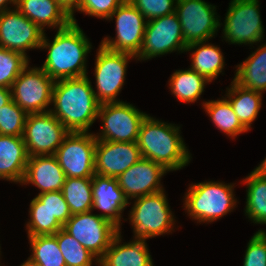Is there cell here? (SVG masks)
<instances>
[{"label": "cell", "instance_id": "cell-1", "mask_svg": "<svg viewBox=\"0 0 266 266\" xmlns=\"http://www.w3.org/2000/svg\"><path fill=\"white\" fill-rule=\"evenodd\" d=\"M50 112L69 132H89L97 119L100 103L88 76L56 80Z\"/></svg>", "mask_w": 266, "mask_h": 266}, {"label": "cell", "instance_id": "cell-2", "mask_svg": "<svg viewBox=\"0 0 266 266\" xmlns=\"http://www.w3.org/2000/svg\"><path fill=\"white\" fill-rule=\"evenodd\" d=\"M45 35L39 49H47L48 55L40 68L54 81L87 75L86 62L92 45L77 22L57 30L52 42Z\"/></svg>", "mask_w": 266, "mask_h": 266}, {"label": "cell", "instance_id": "cell-3", "mask_svg": "<svg viewBox=\"0 0 266 266\" xmlns=\"http://www.w3.org/2000/svg\"><path fill=\"white\" fill-rule=\"evenodd\" d=\"M180 134V126L156 120L148 114L136 141L141 156L161 164L169 172L182 169L192 157Z\"/></svg>", "mask_w": 266, "mask_h": 266}, {"label": "cell", "instance_id": "cell-4", "mask_svg": "<svg viewBox=\"0 0 266 266\" xmlns=\"http://www.w3.org/2000/svg\"><path fill=\"white\" fill-rule=\"evenodd\" d=\"M234 183L205 181L191 184L184 201V210L197 223H211L232 212L237 204Z\"/></svg>", "mask_w": 266, "mask_h": 266}, {"label": "cell", "instance_id": "cell-5", "mask_svg": "<svg viewBox=\"0 0 266 266\" xmlns=\"http://www.w3.org/2000/svg\"><path fill=\"white\" fill-rule=\"evenodd\" d=\"M164 192L134 198L136 200L128 218L133 227L134 240H147L174 229V215Z\"/></svg>", "mask_w": 266, "mask_h": 266}, {"label": "cell", "instance_id": "cell-6", "mask_svg": "<svg viewBox=\"0 0 266 266\" xmlns=\"http://www.w3.org/2000/svg\"><path fill=\"white\" fill-rule=\"evenodd\" d=\"M259 0H231L225 16L223 39L229 44H253L264 39Z\"/></svg>", "mask_w": 266, "mask_h": 266}, {"label": "cell", "instance_id": "cell-7", "mask_svg": "<svg viewBox=\"0 0 266 266\" xmlns=\"http://www.w3.org/2000/svg\"><path fill=\"white\" fill-rule=\"evenodd\" d=\"M148 114L139 111L124 101L99 105L97 119H101V132L97 140L114 142H136L142 121Z\"/></svg>", "mask_w": 266, "mask_h": 266}, {"label": "cell", "instance_id": "cell-8", "mask_svg": "<svg viewBox=\"0 0 266 266\" xmlns=\"http://www.w3.org/2000/svg\"><path fill=\"white\" fill-rule=\"evenodd\" d=\"M54 82L42 68L28 64L11 85L12 100L27 114L48 112Z\"/></svg>", "mask_w": 266, "mask_h": 266}, {"label": "cell", "instance_id": "cell-9", "mask_svg": "<svg viewBox=\"0 0 266 266\" xmlns=\"http://www.w3.org/2000/svg\"><path fill=\"white\" fill-rule=\"evenodd\" d=\"M95 59L94 77L96 80V90H94L97 101L102 103L120 102L117 100L123 88L126 70L129 59L136 56L115 52L99 45Z\"/></svg>", "mask_w": 266, "mask_h": 266}, {"label": "cell", "instance_id": "cell-10", "mask_svg": "<svg viewBox=\"0 0 266 266\" xmlns=\"http://www.w3.org/2000/svg\"><path fill=\"white\" fill-rule=\"evenodd\" d=\"M175 13L179 18L186 45L195 42L208 43L223 25L216 7L204 0H177Z\"/></svg>", "mask_w": 266, "mask_h": 266}, {"label": "cell", "instance_id": "cell-11", "mask_svg": "<svg viewBox=\"0 0 266 266\" xmlns=\"http://www.w3.org/2000/svg\"><path fill=\"white\" fill-rule=\"evenodd\" d=\"M187 45L176 13L147 21L143 44L136 59L145 61L172 52H184Z\"/></svg>", "mask_w": 266, "mask_h": 266}, {"label": "cell", "instance_id": "cell-12", "mask_svg": "<svg viewBox=\"0 0 266 266\" xmlns=\"http://www.w3.org/2000/svg\"><path fill=\"white\" fill-rule=\"evenodd\" d=\"M94 133L69 132L54 156L66 177L92 178L95 175Z\"/></svg>", "mask_w": 266, "mask_h": 266}, {"label": "cell", "instance_id": "cell-13", "mask_svg": "<svg viewBox=\"0 0 266 266\" xmlns=\"http://www.w3.org/2000/svg\"><path fill=\"white\" fill-rule=\"evenodd\" d=\"M63 229L80 242L84 248L100 259L109 248L114 236L121 230L110 220L93 214H73Z\"/></svg>", "mask_w": 266, "mask_h": 266}, {"label": "cell", "instance_id": "cell-14", "mask_svg": "<svg viewBox=\"0 0 266 266\" xmlns=\"http://www.w3.org/2000/svg\"><path fill=\"white\" fill-rule=\"evenodd\" d=\"M114 18L116 37H104L100 44L115 52L137 56L143 44L146 18L129 0H125L107 20Z\"/></svg>", "mask_w": 266, "mask_h": 266}, {"label": "cell", "instance_id": "cell-15", "mask_svg": "<svg viewBox=\"0 0 266 266\" xmlns=\"http://www.w3.org/2000/svg\"><path fill=\"white\" fill-rule=\"evenodd\" d=\"M69 133L66 127L50 112L27 115L23 141L29 157L54 155Z\"/></svg>", "mask_w": 266, "mask_h": 266}, {"label": "cell", "instance_id": "cell-16", "mask_svg": "<svg viewBox=\"0 0 266 266\" xmlns=\"http://www.w3.org/2000/svg\"><path fill=\"white\" fill-rule=\"evenodd\" d=\"M45 32L17 8L0 14V47L22 53L28 58V49H38Z\"/></svg>", "mask_w": 266, "mask_h": 266}, {"label": "cell", "instance_id": "cell-17", "mask_svg": "<svg viewBox=\"0 0 266 266\" xmlns=\"http://www.w3.org/2000/svg\"><path fill=\"white\" fill-rule=\"evenodd\" d=\"M167 172L161 164L142 157L117 177L118 185L129 201L164 190L160 181Z\"/></svg>", "mask_w": 266, "mask_h": 266}, {"label": "cell", "instance_id": "cell-18", "mask_svg": "<svg viewBox=\"0 0 266 266\" xmlns=\"http://www.w3.org/2000/svg\"><path fill=\"white\" fill-rule=\"evenodd\" d=\"M141 158L137 142L97 140L95 174L117 178Z\"/></svg>", "mask_w": 266, "mask_h": 266}, {"label": "cell", "instance_id": "cell-19", "mask_svg": "<svg viewBox=\"0 0 266 266\" xmlns=\"http://www.w3.org/2000/svg\"><path fill=\"white\" fill-rule=\"evenodd\" d=\"M93 209L102 210L99 215L121 228L122 213L131 204L118 185L117 178L95 174L92 177Z\"/></svg>", "mask_w": 266, "mask_h": 266}, {"label": "cell", "instance_id": "cell-20", "mask_svg": "<svg viewBox=\"0 0 266 266\" xmlns=\"http://www.w3.org/2000/svg\"><path fill=\"white\" fill-rule=\"evenodd\" d=\"M66 176L54 155L32 156L28 158L26 170L21 185L33 184L41 191H61Z\"/></svg>", "mask_w": 266, "mask_h": 266}, {"label": "cell", "instance_id": "cell-21", "mask_svg": "<svg viewBox=\"0 0 266 266\" xmlns=\"http://www.w3.org/2000/svg\"><path fill=\"white\" fill-rule=\"evenodd\" d=\"M121 231L111 241L99 259V266H154L146 240H132L122 244Z\"/></svg>", "mask_w": 266, "mask_h": 266}, {"label": "cell", "instance_id": "cell-22", "mask_svg": "<svg viewBox=\"0 0 266 266\" xmlns=\"http://www.w3.org/2000/svg\"><path fill=\"white\" fill-rule=\"evenodd\" d=\"M28 158L23 137L0 135V179L21 184Z\"/></svg>", "mask_w": 266, "mask_h": 266}, {"label": "cell", "instance_id": "cell-23", "mask_svg": "<svg viewBox=\"0 0 266 266\" xmlns=\"http://www.w3.org/2000/svg\"><path fill=\"white\" fill-rule=\"evenodd\" d=\"M16 8L43 32L46 26L59 30L72 22L71 16L57 0H18Z\"/></svg>", "mask_w": 266, "mask_h": 266}, {"label": "cell", "instance_id": "cell-24", "mask_svg": "<svg viewBox=\"0 0 266 266\" xmlns=\"http://www.w3.org/2000/svg\"><path fill=\"white\" fill-rule=\"evenodd\" d=\"M192 51L190 69L204 76L209 82L217 79L222 73L225 62L220 47L206 42H195L187 45L184 52Z\"/></svg>", "mask_w": 266, "mask_h": 266}, {"label": "cell", "instance_id": "cell-25", "mask_svg": "<svg viewBox=\"0 0 266 266\" xmlns=\"http://www.w3.org/2000/svg\"><path fill=\"white\" fill-rule=\"evenodd\" d=\"M258 47L236 66L233 80L244 88L263 93L266 91V43Z\"/></svg>", "mask_w": 266, "mask_h": 266}, {"label": "cell", "instance_id": "cell-26", "mask_svg": "<svg viewBox=\"0 0 266 266\" xmlns=\"http://www.w3.org/2000/svg\"><path fill=\"white\" fill-rule=\"evenodd\" d=\"M226 98L230 101L234 113L241 124L249 131L257 118L263 93L244 88L232 80L230 88H226Z\"/></svg>", "mask_w": 266, "mask_h": 266}, {"label": "cell", "instance_id": "cell-27", "mask_svg": "<svg viewBox=\"0 0 266 266\" xmlns=\"http://www.w3.org/2000/svg\"><path fill=\"white\" fill-rule=\"evenodd\" d=\"M243 183L247 184L245 215L255 224H266V177L254 169Z\"/></svg>", "mask_w": 266, "mask_h": 266}, {"label": "cell", "instance_id": "cell-28", "mask_svg": "<svg viewBox=\"0 0 266 266\" xmlns=\"http://www.w3.org/2000/svg\"><path fill=\"white\" fill-rule=\"evenodd\" d=\"M210 83L204 76L191 70H176L169 79V88L177 100L194 103L199 100L205 91L206 84Z\"/></svg>", "mask_w": 266, "mask_h": 266}, {"label": "cell", "instance_id": "cell-29", "mask_svg": "<svg viewBox=\"0 0 266 266\" xmlns=\"http://www.w3.org/2000/svg\"><path fill=\"white\" fill-rule=\"evenodd\" d=\"M202 106L209 115L212 123L224 134L231 136V138L237 137V135L248 130L241 124L237 115L234 113L230 101L226 97L222 99L211 100L203 102Z\"/></svg>", "mask_w": 266, "mask_h": 266}, {"label": "cell", "instance_id": "cell-30", "mask_svg": "<svg viewBox=\"0 0 266 266\" xmlns=\"http://www.w3.org/2000/svg\"><path fill=\"white\" fill-rule=\"evenodd\" d=\"M61 191L72 215L92 211V178L66 177Z\"/></svg>", "mask_w": 266, "mask_h": 266}, {"label": "cell", "instance_id": "cell-31", "mask_svg": "<svg viewBox=\"0 0 266 266\" xmlns=\"http://www.w3.org/2000/svg\"><path fill=\"white\" fill-rule=\"evenodd\" d=\"M32 254L30 258L41 266H66L56 234L28 237Z\"/></svg>", "mask_w": 266, "mask_h": 266}, {"label": "cell", "instance_id": "cell-32", "mask_svg": "<svg viewBox=\"0 0 266 266\" xmlns=\"http://www.w3.org/2000/svg\"><path fill=\"white\" fill-rule=\"evenodd\" d=\"M30 219L26 224L28 237L39 235H54L63 225L52 216L37 198H33L29 205Z\"/></svg>", "mask_w": 266, "mask_h": 266}, {"label": "cell", "instance_id": "cell-33", "mask_svg": "<svg viewBox=\"0 0 266 266\" xmlns=\"http://www.w3.org/2000/svg\"><path fill=\"white\" fill-rule=\"evenodd\" d=\"M56 239L65 259L66 266H92L99 259L68 234L63 228L56 233Z\"/></svg>", "mask_w": 266, "mask_h": 266}, {"label": "cell", "instance_id": "cell-34", "mask_svg": "<svg viewBox=\"0 0 266 266\" xmlns=\"http://www.w3.org/2000/svg\"><path fill=\"white\" fill-rule=\"evenodd\" d=\"M29 61V58L20 52L0 47V86L11 88Z\"/></svg>", "mask_w": 266, "mask_h": 266}, {"label": "cell", "instance_id": "cell-35", "mask_svg": "<svg viewBox=\"0 0 266 266\" xmlns=\"http://www.w3.org/2000/svg\"><path fill=\"white\" fill-rule=\"evenodd\" d=\"M27 113L13 100L0 108V135L23 136Z\"/></svg>", "mask_w": 266, "mask_h": 266}, {"label": "cell", "instance_id": "cell-36", "mask_svg": "<svg viewBox=\"0 0 266 266\" xmlns=\"http://www.w3.org/2000/svg\"><path fill=\"white\" fill-rule=\"evenodd\" d=\"M43 206L64 225L72 216L69 205L66 203L62 191L46 192L36 196Z\"/></svg>", "mask_w": 266, "mask_h": 266}, {"label": "cell", "instance_id": "cell-37", "mask_svg": "<svg viewBox=\"0 0 266 266\" xmlns=\"http://www.w3.org/2000/svg\"><path fill=\"white\" fill-rule=\"evenodd\" d=\"M243 266H266V231L258 230L247 244Z\"/></svg>", "mask_w": 266, "mask_h": 266}, {"label": "cell", "instance_id": "cell-38", "mask_svg": "<svg viewBox=\"0 0 266 266\" xmlns=\"http://www.w3.org/2000/svg\"><path fill=\"white\" fill-rule=\"evenodd\" d=\"M147 21L175 12L177 0H129Z\"/></svg>", "mask_w": 266, "mask_h": 266}, {"label": "cell", "instance_id": "cell-39", "mask_svg": "<svg viewBox=\"0 0 266 266\" xmlns=\"http://www.w3.org/2000/svg\"><path fill=\"white\" fill-rule=\"evenodd\" d=\"M124 1L125 0H82L77 11L107 20Z\"/></svg>", "mask_w": 266, "mask_h": 266}, {"label": "cell", "instance_id": "cell-40", "mask_svg": "<svg viewBox=\"0 0 266 266\" xmlns=\"http://www.w3.org/2000/svg\"><path fill=\"white\" fill-rule=\"evenodd\" d=\"M65 11L71 16L72 22L76 23L74 12L80 7L82 0H57Z\"/></svg>", "mask_w": 266, "mask_h": 266}, {"label": "cell", "instance_id": "cell-41", "mask_svg": "<svg viewBox=\"0 0 266 266\" xmlns=\"http://www.w3.org/2000/svg\"><path fill=\"white\" fill-rule=\"evenodd\" d=\"M12 100L11 89L0 86V108Z\"/></svg>", "mask_w": 266, "mask_h": 266}, {"label": "cell", "instance_id": "cell-42", "mask_svg": "<svg viewBox=\"0 0 266 266\" xmlns=\"http://www.w3.org/2000/svg\"><path fill=\"white\" fill-rule=\"evenodd\" d=\"M18 0H0V14L6 10L11 9V7H8V4L14 5V7H17Z\"/></svg>", "mask_w": 266, "mask_h": 266}, {"label": "cell", "instance_id": "cell-43", "mask_svg": "<svg viewBox=\"0 0 266 266\" xmlns=\"http://www.w3.org/2000/svg\"><path fill=\"white\" fill-rule=\"evenodd\" d=\"M255 170L260 173L261 175L266 177V157L261 162V164L258 165V167L255 168Z\"/></svg>", "mask_w": 266, "mask_h": 266}, {"label": "cell", "instance_id": "cell-44", "mask_svg": "<svg viewBox=\"0 0 266 266\" xmlns=\"http://www.w3.org/2000/svg\"><path fill=\"white\" fill-rule=\"evenodd\" d=\"M20 266H41V265L33 261L30 257H28V259Z\"/></svg>", "mask_w": 266, "mask_h": 266}]
</instances>
